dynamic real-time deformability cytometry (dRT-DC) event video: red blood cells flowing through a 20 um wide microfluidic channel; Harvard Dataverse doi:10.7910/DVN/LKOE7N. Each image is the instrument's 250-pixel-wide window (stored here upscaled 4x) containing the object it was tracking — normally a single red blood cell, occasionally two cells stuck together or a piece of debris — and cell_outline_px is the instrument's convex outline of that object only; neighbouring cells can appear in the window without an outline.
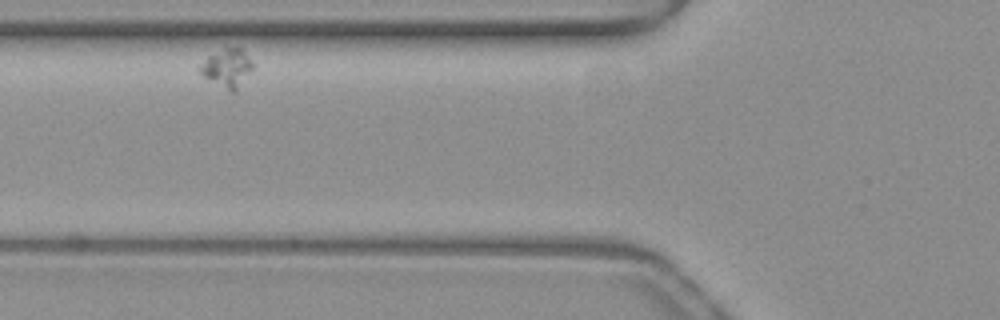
{"species": "common noctule bat (a hibernating species)", "species_latin": "Nyctalus noctula", "temperature_condition": "warm", "stored_images_in_passage": 31, "camera_frame_rate_fps": 3000, "um_per_image_px": 0.085, "animal": {"sex": "female", "body_mass_g": 19.3, "forearm_length_mm": 54.1}, "frame": {"image": 1, "passage_image": 5, "time_ms": 1.333, "image_size_px": [1000, 320], "cell_outline_px": [[252, 68], [236, 92], [232, 92], [204, 76], [196, 68], [208, 56], [224, 48], [240, 48], [244, 52], [252, 64]], "centroid_in_image_um": [19.27, 5.78], "position_along_channel_um": 106.5, "area_um2": 11.33}}
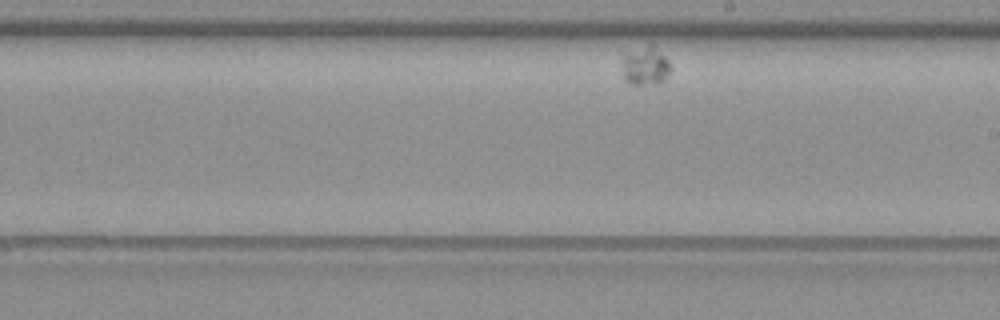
{"frame": {"image": 2, "passage_image": 18, "time_ms": 5.667, "image_size_px": [1000, 320], "cell_outline_px": [[672, 68], [664, 80], [656, 84], [632, 84], [624, 80], [624, 52], [648, 44], [652, 44], [668, 60]], "centroid_in_image_um": [54.87, 5.59], "position_along_channel_um": 234.1, "area_um2": 10.87}}